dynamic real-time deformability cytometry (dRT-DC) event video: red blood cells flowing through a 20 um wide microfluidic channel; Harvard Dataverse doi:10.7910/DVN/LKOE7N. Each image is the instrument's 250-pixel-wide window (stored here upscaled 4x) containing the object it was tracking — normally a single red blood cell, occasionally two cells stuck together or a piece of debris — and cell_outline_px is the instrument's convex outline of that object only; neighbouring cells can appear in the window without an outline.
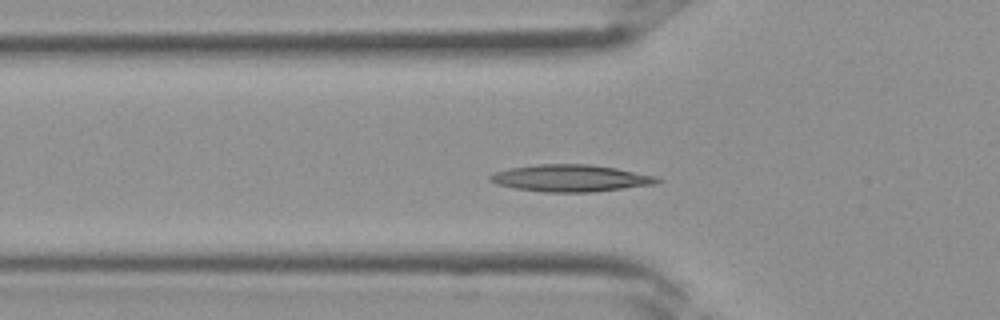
{"species": "Egyptian fruit bat (a non-hibernating species)", "species_latin": "Rousettus aegyptiacus", "temperature_condition": "room temperature", "stored_images_in_passage": 34, "camera_frame_rate_fps": 3000, "um_per_image_px": 0.085, "frame": {"image": 1, "passage_image": 10, "time_ms": 3.0, "image_size_px": [1000, 320], "cell_outline_px": [[664, 180], [656, 184], [592, 192], [544, 192], [512, 188], [496, 184], [488, 180], [488, 176], [496, 172], [508, 168], [536, 164], [588, 164], [616, 168], [656, 176]], "centroid_in_image_um": [48.48, 15.14], "position_along_channel_um": 77.3, "area_um2": 26.41}}
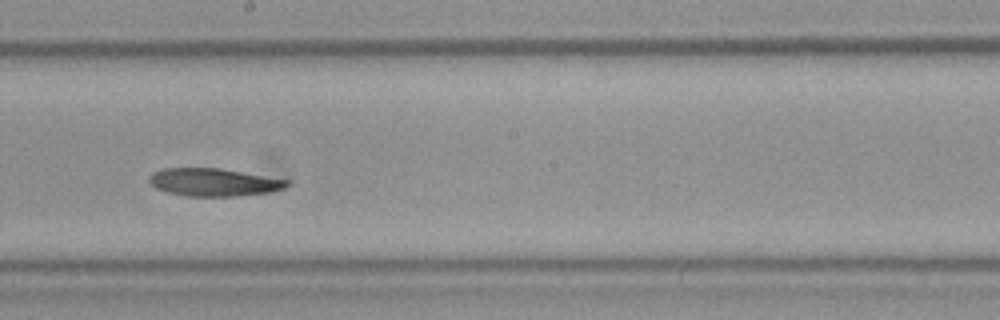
{"frame": {"image": 2, "passage_image": 18, "time_ms": 5.667, "image_size_px": [1000, 320], "cell_outline_px": [[292, 184], [284, 188], [268, 192], [236, 196], [188, 196], [168, 192], [156, 188], [148, 180], [148, 176], [152, 172], [164, 168], [220, 168], [292, 180]], "centroid_in_image_um": [18.2, 15.48], "position_along_channel_um": 230.0, "area_um2": 22.43}}
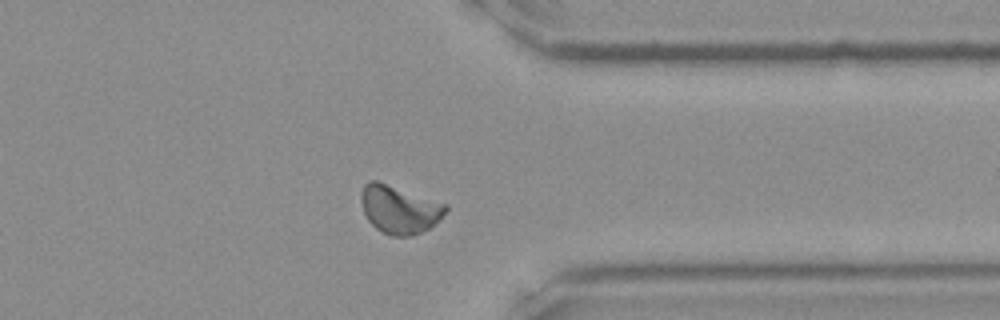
{"frame": {"image": 3, "passage_image": 26, "time_ms": 8.333, "image_size_px": [1000, 320], "cell_outline_px": [[448, 208], [440, 220], [428, 228], [412, 236], [392, 236], [376, 228], [368, 220], [364, 212], [360, 200], [360, 196], [364, 184], [368, 180], [376, 180], [448, 204]], "centroid_in_image_um": [33.94, 17.78], "position_along_channel_um": 377.5, "area_um2": 23.64}}